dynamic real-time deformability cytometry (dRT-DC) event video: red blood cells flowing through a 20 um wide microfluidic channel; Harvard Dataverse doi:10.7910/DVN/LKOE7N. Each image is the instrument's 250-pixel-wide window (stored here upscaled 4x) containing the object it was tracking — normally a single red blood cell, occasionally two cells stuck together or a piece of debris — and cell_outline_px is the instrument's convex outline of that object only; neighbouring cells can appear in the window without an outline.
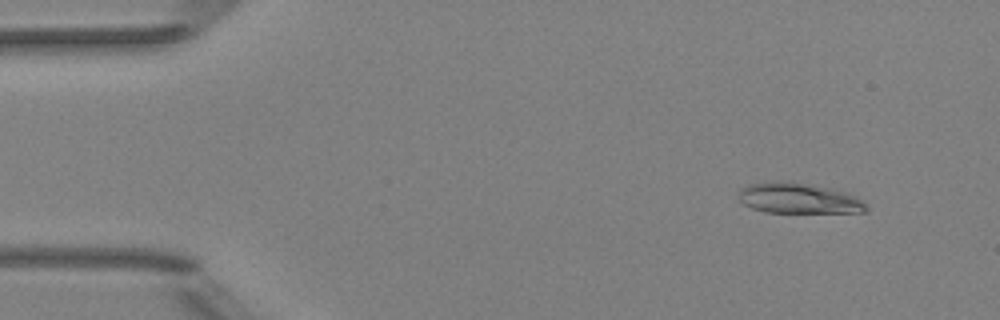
{"species": "Egyptian fruit bat (a non-hibernating species)", "species_latin": "Rousettus aegyptiacus", "temperature_condition": "room temperature", "stored_images_in_passage": 4, "camera_frame_rate_fps": 3000, "um_per_image_px": 0.085, "animal": {"sex": "female"}, "frame": {"image": 1, "passage_image": 2, "time_ms": 1.0, "image_size_px": [1000, 320], "cell_outline_px": [[868, 212], [764, 212], [752, 208], [744, 204], [736, 196], [740, 188], [748, 184], [776, 180], [812, 184], [832, 188], [848, 192], [860, 200], [868, 208]], "centroid_in_image_um": [67.84, 16.84], "position_along_channel_um": 17.2, "area_um2": 22.89}}